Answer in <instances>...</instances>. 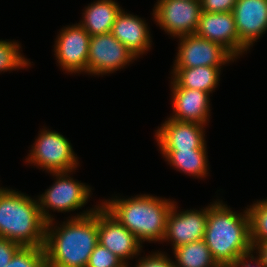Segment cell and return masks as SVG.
Here are the masks:
<instances>
[{
    "label": "cell",
    "instance_id": "f1b7e54d",
    "mask_svg": "<svg viewBox=\"0 0 267 267\" xmlns=\"http://www.w3.org/2000/svg\"><path fill=\"white\" fill-rule=\"evenodd\" d=\"M251 263L254 264L253 265L254 267H265L262 264L261 259L258 256L255 257L253 255V251L247 254L241 255L238 258V260L235 263H233L230 267H253Z\"/></svg>",
    "mask_w": 267,
    "mask_h": 267
},
{
    "label": "cell",
    "instance_id": "f546056e",
    "mask_svg": "<svg viewBox=\"0 0 267 267\" xmlns=\"http://www.w3.org/2000/svg\"><path fill=\"white\" fill-rule=\"evenodd\" d=\"M252 251L253 253H256V255H258V257L262 261V264L265 267H267V241L266 242H252Z\"/></svg>",
    "mask_w": 267,
    "mask_h": 267
},
{
    "label": "cell",
    "instance_id": "d4e9b609",
    "mask_svg": "<svg viewBox=\"0 0 267 267\" xmlns=\"http://www.w3.org/2000/svg\"><path fill=\"white\" fill-rule=\"evenodd\" d=\"M87 267H127V265L98 243L90 255Z\"/></svg>",
    "mask_w": 267,
    "mask_h": 267
},
{
    "label": "cell",
    "instance_id": "ffe728a7",
    "mask_svg": "<svg viewBox=\"0 0 267 267\" xmlns=\"http://www.w3.org/2000/svg\"><path fill=\"white\" fill-rule=\"evenodd\" d=\"M205 146L202 150H159L165 161L177 171L194 176V178H204L209 173L208 153ZM207 155V156H206Z\"/></svg>",
    "mask_w": 267,
    "mask_h": 267
},
{
    "label": "cell",
    "instance_id": "ac0fdd59",
    "mask_svg": "<svg viewBox=\"0 0 267 267\" xmlns=\"http://www.w3.org/2000/svg\"><path fill=\"white\" fill-rule=\"evenodd\" d=\"M122 7L114 0H97L85 7L79 24L90 36L111 33Z\"/></svg>",
    "mask_w": 267,
    "mask_h": 267
},
{
    "label": "cell",
    "instance_id": "d6986e66",
    "mask_svg": "<svg viewBox=\"0 0 267 267\" xmlns=\"http://www.w3.org/2000/svg\"><path fill=\"white\" fill-rule=\"evenodd\" d=\"M222 66L173 68L171 80L180 88L197 89L212 93L219 85Z\"/></svg>",
    "mask_w": 267,
    "mask_h": 267
},
{
    "label": "cell",
    "instance_id": "2e32d148",
    "mask_svg": "<svg viewBox=\"0 0 267 267\" xmlns=\"http://www.w3.org/2000/svg\"><path fill=\"white\" fill-rule=\"evenodd\" d=\"M173 114L169 118L206 125L210 118V94L197 89L180 88L171 81Z\"/></svg>",
    "mask_w": 267,
    "mask_h": 267
},
{
    "label": "cell",
    "instance_id": "30bf717a",
    "mask_svg": "<svg viewBox=\"0 0 267 267\" xmlns=\"http://www.w3.org/2000/svg\"><path fill=\"white\" fill-rule=\"evenodd\" d=\"M60 31L54 45L57 63L65 73H87L91 36L79 23L63 27Z\"/></svg>",
    "mask_w": 267,
    "mask_h": 267
},
{
    "label": "cell",
    "instance_id": "603a6c76",
    "mask_svg": "<svg viewBox=\"0 0 267 267\" xmlns=\"http://www.w3.org/2000/svg\"><path fill=\"white\" fill-rule=\"evenodd\" d=\"M251 242L267 241V199L248 206Z\"/></svg>",
    "mask_w": 267,
    "mask_h": 267
},
{
    "label": "cell",
    "instance_id": "5b68a950",
    "mask_svg": "<svg viewBox=\"0 0 267 267\" xmlns=\"http://www.w3.org/2000/svg\"><path fill=\"white\" fill-rule=\"evenodd\" d=\"M33 144L26 162L43 171L73 172L80 164L71 142L56 131L42 129Z\"/></svg>",
    "mask_w": 267,
    "mask_h": 267
},
{
    "label": "cell",
    "instance_id": "5bb4252c",
    "mask_svg": "<svg viewBox=\"0 0 267 267\" xmlns=\"http://www.w3.org/2000/svg\"><path fill=\"white\" fill-rule=\"evenodd\" d=\"M205 125L165 119L154 136L160 150H202L206 146Z\"/></svg>",
    "mask_w": 267,
    "mask_h": 267
},
{
    "label": "cell",
    "instance_id": "484cf974",
    "mask_svg": "<svg viewBox=\"0 0 267 267\" xmlns=\"http://www.w3.org/2000/svg\"><path fill=\"white\" fill-rule=\"evenodd\" d=\"M165 252H153L150 255H146L145 257L138 258L137 265L134 267H175L174 261L171 260ZM129 267V266H127Z\"/></svg>",
    "mask_w": 267,
    "mask_h": 267
},
{
    "label": "cell",
    "instance_id": "52a82bcc",
    "mask_svg": "<svg viewBox=\"0 0 267 267\" xmlns=\"http://www.w3.org/2000/svg\"><path fill=\"white\" fill-rule=\"evenodd\" d=\"M153 19L157 25L172 37L195 34L202 12L201 1L157 0Z\"/></svg>",
    "mask_w": 267,
    "mask_h": 267
},
{
    "label": "cell",
    "instance_id": "7c38bea8",
    "mask_svg": "<svg viewBox=\"0 0 267 267\" xmlns=\"http://www.w3.org/2000/svg\"><path fill=\"white\" fill-rule=\"evenodd\" d=\"M175 203L168 215L166 232L162 242L170 241L174 249L204 239L209 206L200 210L191 209L179 212Z\"/></svg>",
    "mask_w": 267,
    "mask_h": 267
},
{
    "label": "cell",
    "instance_id": "ba28073f",
    "mask_svg": "<svg viewBox=\"0 0 267 267\" xmlns=\"http://www.w3.org/2000/svg\"><path fill=\"white\" fill-rule=\"evenodd\" d=\"M137 57L111 33L90 37L87 73L106 75L129 66Z\"/></svg>",
    "mask_w": 267,
    "mask_h": 267
},
{
    "label": "cell",
    "instance_id": "7402d4cb",
    "mask_svg": "<svg viewBox=\"0 0 267 267\" xmlns=\"http://www.w3.org/2000/svg\"><path fill=\"white\" fill-rule=\"evenodd\" d=\"M21 45L17 41L0 40V73L28 68L31 62L22 56Z\"/></svg>",
    "mask_w": 267,
    "mask_h": 267
},
{
    "label": "cell",
    "instance_id": "cb8c5ba5",
    "mask_svg": "<svg viewBox=\"0 0 267 267\" xmlns=\"http://www.w3.org/2000/svg\"><path fill=\"white\" fill-rule=\"evenodd\" d=\"M4 267H47L44 247L22 246Z\"/></svg>",
    "mask_w": 267,
    "mask_h": 267
},
{
    "label": "cell",
    "instance_id": "44dd1931",
    "mask_svg": "<svg viewBox=\"0 0 267 267\" xmlns=\"http://www.w3.org/2000/svg\"><path fill=\"white\" fill-rule=\"evenodd\" d=\"M175 267H220L204 239L174 248Z\"/></svg>",
    "mask_w": 267,
    "mask_h": 267
},
{
    "label": "cell",
    "instance_id": "6da1fadb",
    "mask_svg": "<svg viewBox=\"0 0 267 267\" xmlns=\"http://www.w3.org/2000/svg\"><path fill=\"white\" fill-rule=\"evenodd\" d=\"M83 212L58 226L53 225L54 220L46 222L47 267H87L98 244V206Z\"/></svg>",
    "mask_w": 267,
    "mask_h": 267
},
{
    "label": "cell",
    "instance_id": "7a4b0ae2",
    "mask_svg": "<svg viewBox=\"0 0 267 267\" xmlns=\"http://www.w3.org/2000/svg\"><path fill=\"white\" fill-rule=\"evenodd\" d=\"M221 201L208 209L204 241L220 267H230L241 255L252 251L248 210L236 213Z\"/></svg>",
    "mask_w": 267,
    "mask_h": 267
},
{
    "label": "cell",
    "instance_id": "8fae6325",
    "mask_svg": "<svg viewBox=\"0 0 267 267\" xmlns=\"http://www.w3.org/2000/svg\"><path fill=\"white\" fill-rule=\"evenodd\" d=\"M98 243L110 250L127 266L128 259L140 255L142 244L101 204H98Z\"/></svg>",
    "mask_w": 267,
    "mask_h": 267
},
{
    "label": "cell",
    "instance_id": "4fadbf2b",
    "mask_svg": "<svg viewBox=\"0 0 267 267\" xmlns=\"http://www.w3.org/2000/svg\"><path fill=\"white\" fill-rule=\"evenodd\" d=\"M195 34L220 44L236 59L248 51L239 42L232 11L220 13L202 11Z\"/></svg>",
    "mask_w": 267,
    "mask_h": 267
},
{
    "label": "cell",
    "instance_id": "e0dca14e",
    "mask_svg": "<svg viewBox=\"0 0 267 267\" xmlns=\"http://www.w3.org/2000/svg\"><path fill=\"white\" fill-rule=\"evenodd\" d=\"M145 21L122 9L111 30V34L133 52L137 58L146 53L152 46L151 33Z\"/></svg>",
    "mask_w": 267,
    "mask_h": 267
},
{
    "label": "cell",
    "instance_id": "3957f363",
    "mask_svg": "<svg viewBox=\"0 0 267 267\" xmlns=\"http://www.w3.org/2000/svg\"><path fill=\"white\" fill-rule=\"evenodd\" d=\"M100 204L142 244L144 241H163L174 201L142 194L126 199L115 196L111 200H102Z\"/></svg>",
    "mask_w": 267,
    "mask_h": 267
},
{
    "label": "cell",
    "instance_id": "9a60e30c",
    "mask_svg": "<svg viewBox=\"0 0 267 267\" xmlns=\"http://www.w3.org/2000/svg\"><path fill=\"white\" fill-rule=\"evenodd\" d=\"M232 13L239 42L250 50L267 31V0H237Z\"/></svg>",
    "mask_w": 267,
    "mask_h": 267
},
{
    "label": "cell",
    "instance_id": "4316f807",
    "mask_svg": "<svg viewBox=\"0 0 267 267\" xmlns=\"http://www.w3.org/2000/svg\"><path fill=\"white\" fill-rule=\"evenodd\" d=\"M237 0H201L202 11L205 12H231Z\"/></svg>",
    "mask_w": 267,
    "mask_h": 267
},
{
    "label": "cell",
    "instance_id": "9c48e42d",
    "mask_svg": "<svg viewBox=\"0 0 267 267\" xmlns=\"http://www.w3.org/2000/svg\"><path fill=\"white\" fill-rule=\"evenodd\" d=\"M179 38L178 52L173 68L224 66L235 58L220 44L190 34Z\"/></svg>",
    "mask_w": 267,
    "mask_h": 267
},
{
    "label": "cell",
    "instance_id": "277c9868",
    "mask_svg": "<svg viewBox=\"0 0 267 267\" xmlns=\"http://www.w3.org/2000/svg\"><path fill=\"white\" fill-rule=\"evenodd\" d=\"M45 229L37 199L0 188V237L24 247H43Z\"/></svg>",
    "mask_w": 267,
    "mask_h": 267
},
{
    "label": "cell",
    "instance_id": "83f0119b",
    "mask_svg": "<svg viewBox=\"0 0 267 267\" xmlns=\"http://www.w3.org/2000/svg\"><path fill=\"white\" fill-rule=\"evenodd\" d=\"M21 247L18 243L0 237V267L7 266Z\"/></svg>",
    "mask_w": 267,
    "mask_h": 267
},
{
    "label": "cell",
    "instance_id": "8992f818",
    "mask_svg": "<svg viewBox=\"0 0 267 267\" xmlns=\"http://www.w3.org/2000/svg\"><path fill=\"white\" fill-rule=\"evenodd\" d=\"M70 173H50L56 177L55 183L37 197L40 213L46 222L55 220L49 210L62 213L75 211L84 207L91 197L92 188L81 181H75Z\"/></svg>",
    "mask_w": 267,
    "mask_h": 267
}]
</instances>
